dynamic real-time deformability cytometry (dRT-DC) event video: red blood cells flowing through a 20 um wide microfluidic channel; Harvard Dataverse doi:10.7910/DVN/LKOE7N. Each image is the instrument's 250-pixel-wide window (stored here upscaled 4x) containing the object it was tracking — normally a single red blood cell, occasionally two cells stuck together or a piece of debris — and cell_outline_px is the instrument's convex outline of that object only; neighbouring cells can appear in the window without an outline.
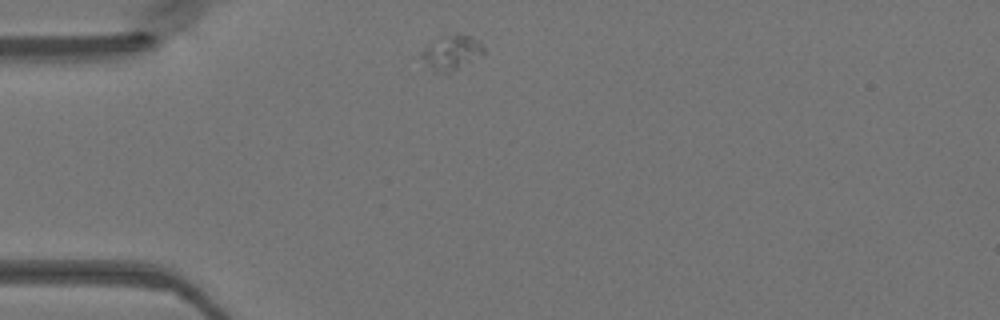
{"species": "Egyptian fruit bat (a non-hibernating species)", "species_latin": "Rousettus aegyptiacus", "temperature_condition": "warm", "stored_images_in_passage": 38, "camera_frame_rate_fps": 3000, "um_per_image_px": 0.085, "animal": {"sex": "female"}, "frame": {"image": 1, "passage_image": 1, "time_ms": 0.0, "image_size_px": [1000, 320], "cell_outline_px": [[484, 52], [448, 76], [444, 76], [432, 72], [420, 56], [420, 52], [432, 40], [440, 36], [456, 32], [460, 32], [480, 40], [484, 44]], "centroid_in_image_um": [38.34, 4.48], "position_along_channel_um": 46.7, "area_um2": 13.35}}
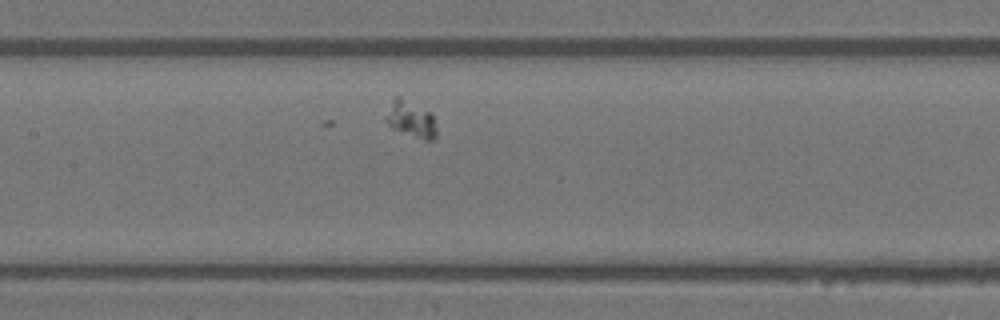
{"frame": {"image": 2, "passage_image": 12, "time_ms": 3.667, "image_size_px": [1000, 320], "cell_outline_px": [[436, 136], [432, 140], [424, 140], [392, 128], [388, 124], [384, 116], [392, 100], [396, 96], [400, 96], [432, 112], [436, 128]], "centroid_in_image_um": [34.93, 10.11], "position_along_channel_um": 172.5, "area_um2": 10.81}}
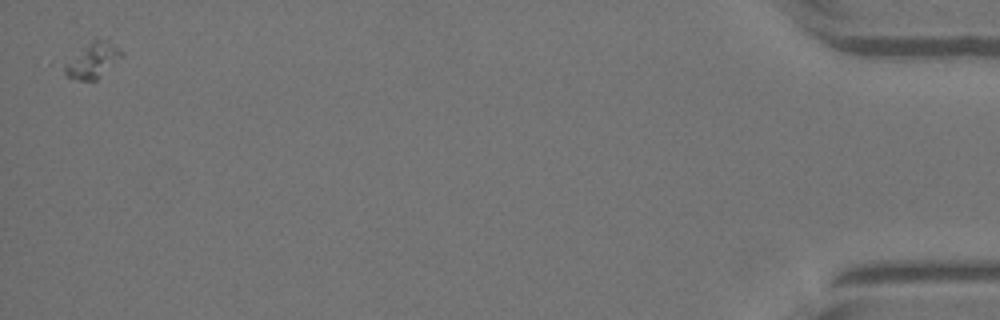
{"frame": {"image": 3, "passage_image": 38, "time_ms": 12.333, "image_size_px": [1000, 320], "cell_outline_px": [[124, 56], [96, 80], [72, 80], [64, 72], [60, 64], [92, 40], [108, 36], [124, 52]], "centroid_in_image_um": [7.88, 5.08], "position_along_channel_um": 427.3, "area_um2": 12.48}}